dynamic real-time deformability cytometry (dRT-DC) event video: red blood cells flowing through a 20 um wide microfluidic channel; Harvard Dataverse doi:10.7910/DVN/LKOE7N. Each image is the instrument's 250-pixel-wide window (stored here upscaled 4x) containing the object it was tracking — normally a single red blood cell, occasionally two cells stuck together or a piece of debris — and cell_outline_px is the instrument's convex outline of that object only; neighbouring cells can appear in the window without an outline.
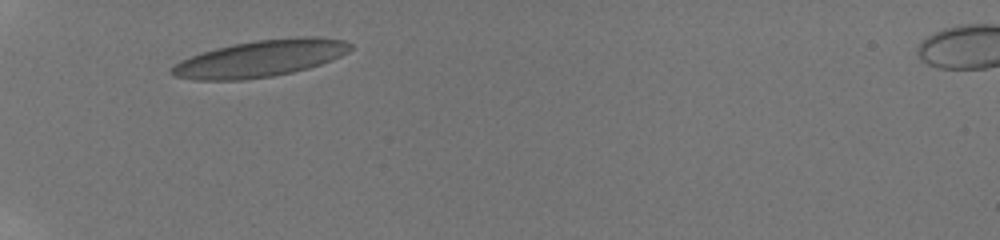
{"species": "human", "species_latin": "Homo sapiens", "temperature_condition": "room temperature", "stored_images_in_passage": 43, "camera_frame_rate_fps": 3000, "um_per_image_px": 0.085, "donor": {"sex": "male"}, "frame": {"image": 1, "passage_image": 1, "time_ms": 0.0, "image_size_px": [1000, 240], "cell_outline_px": [[352, 48], [348, 52], [332, 60], [308, 68], [292, 72], [272, 76], [240, 80], [196, 80], [176, 76], [168, 72], [180, 60], [216, 48], [232, 44], [256, 40], [296, 36], [320, 36], [344, 40], [352, 44]], "centroid_in_image_um": [22.18, 4.96], "position_along_channel_um": 62.8, "area_um2": 38.21}}
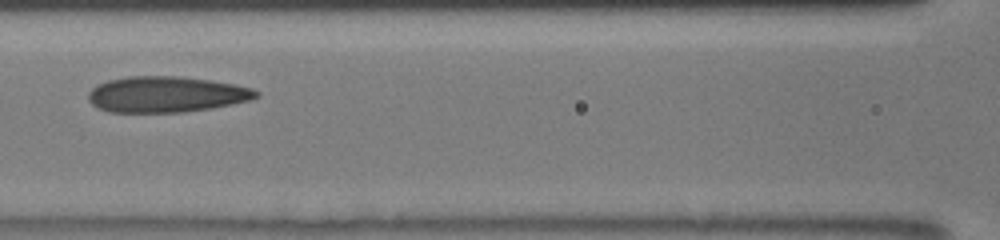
{"frame": {"image": 2, "passage_image": 10, "time_ms": 2.667, "image_size_px": [1000, 240], "cell_outline_px": [[260, 96], [248, 100], [232, 104], [212, 108], [184, 112], [108, 112], [96, 108], [88, 100], [88, 92], [96, 84], [108, 80], [128, 76], [180, 76], [208, 80], [232, 84], [252, 88], [260, 92]], "centroid_in_image_um": [14.09, 8.02], "position_along_channel_um": 152.5, "area_um2": 35.26}}
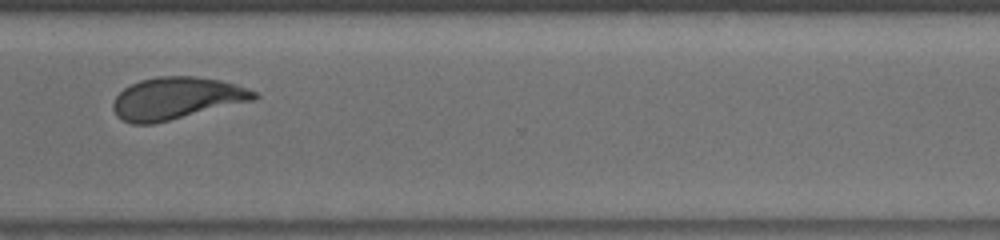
{"frame": {"image": 3, "passage_image": 42, "time_ms": 7.667, "image_size_px": [1000, 240], "cell_outline_px": [[260, 96], [256, 100], [152, 124], [132, 124], [120, 120], [116, 116], [112, 108], [112, 104], [116, 96], [124, 88], [140, 80], [156, 76], [196, 76], [220, 80], [236, 84], [248, 88], [256, 92]], "centroid_in_image_um": [15.0, 8.35], "position_along_channel_um": 355.6, "area_um2": 34.85}}